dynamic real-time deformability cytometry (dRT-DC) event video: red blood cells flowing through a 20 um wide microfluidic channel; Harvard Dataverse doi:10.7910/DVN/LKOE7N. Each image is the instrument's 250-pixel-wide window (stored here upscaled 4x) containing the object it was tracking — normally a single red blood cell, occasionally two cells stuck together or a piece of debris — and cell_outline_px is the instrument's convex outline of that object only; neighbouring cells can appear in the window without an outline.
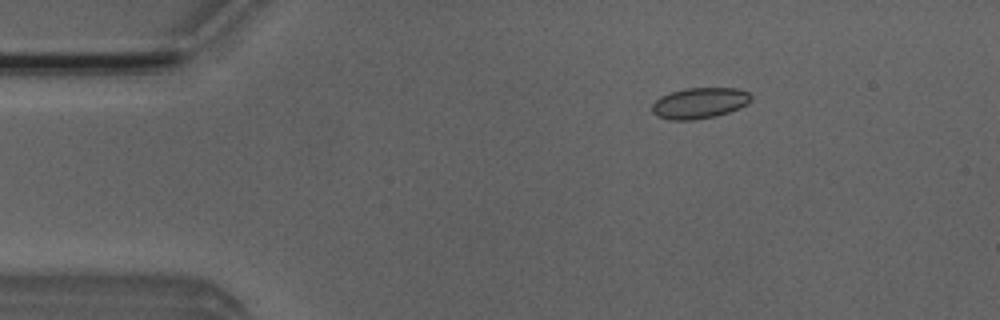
{"species": "Egyptian fruit bat (a non-hibernating species)", "species_latin": "Rousettus aegyptiacus", "temperature_condition": "room temperature", "stored_images_in_passage": 51, "camera_frame_rate_fps": 3000, "um_per_image_px": 0.085, "animal": {"sex": "male"}, "frame": {"image": 1, "passage_image": 8, "time_ms": 2.333, "image_size_px": [1000, 320], "cell_outline_px": [[752, 100], [748, 104], [740, 108], [716, 116], [692, 120], [668, 120], [656, 116], [652, 112], [652, 104], [660, 96], [684, 88], [736, 88], [748, 92], [752, 96]], "centroid_in_image_um": [59.46, 8.76], "position_along_channel_um": 25.5, "area_um2": 17.98}}
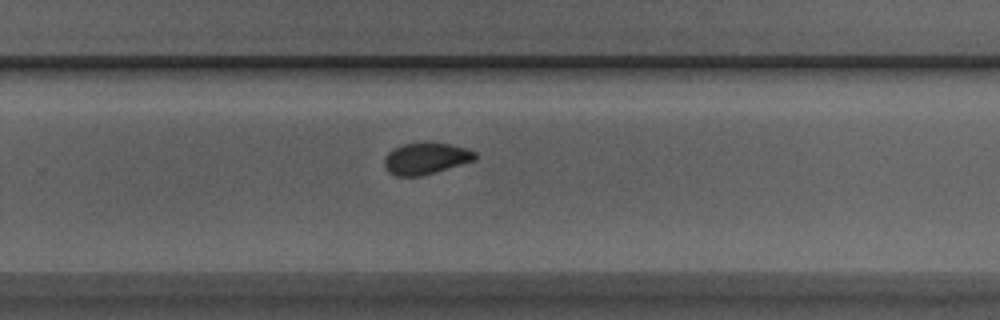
{"frame": {"image": 2, "passage_image": 33, "time_ms": 10.667, "image_size_px": [1000, 320], "cell_outline_px": [[476, 160], [420, 176], [396, 176], [388, 172], [384, 164], [384, 160], [388, 152], [392, 148], [400, 144], [428, 140], [452, 144], [468, 148], [476, 152]], "centroid_in_image_um": [36.19, 13.42], "position_along_channel_um": 293.6, "area_um2": 17.22}}
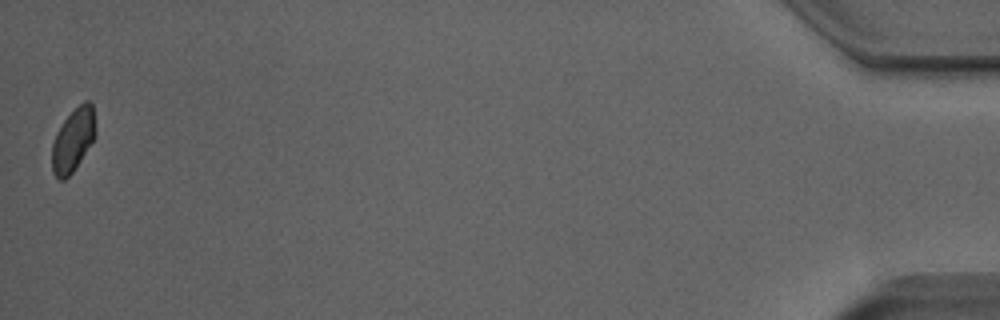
{"frame": {"image": 3, "passage_image": 51, "time_ms": 16.667, "image_size_px": [1000, 320], "cell_outline_px": [[96, 136], [72, 172], [64, 180], [60, 180], [52, 172], [52, 144], [56, 132], [64, 120], [84, 100], [88, 100], [92, 104], [96, 132]], "centroid_in_image_um": [6.21, 11.9], "position_along_channel_um": 429.0, "area_um2": 15.84}, "authors_computed_cell_mechanics": {"area_um2": 17.1666, "velocity_mm_per_s": 3.9521, "shape_relaxation_time_tau1_ms": 4.1605, "shape_relaxation_time_tau2_ms": 1.54, "deformation_change_tau1": 0.083, "deformation_change_tau2": 0.0445}}